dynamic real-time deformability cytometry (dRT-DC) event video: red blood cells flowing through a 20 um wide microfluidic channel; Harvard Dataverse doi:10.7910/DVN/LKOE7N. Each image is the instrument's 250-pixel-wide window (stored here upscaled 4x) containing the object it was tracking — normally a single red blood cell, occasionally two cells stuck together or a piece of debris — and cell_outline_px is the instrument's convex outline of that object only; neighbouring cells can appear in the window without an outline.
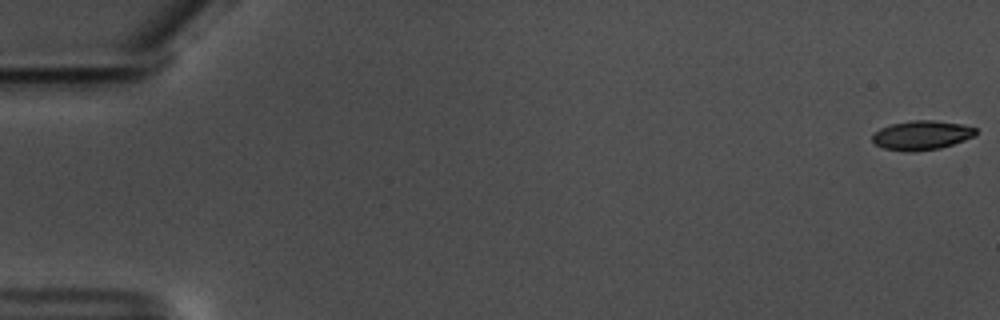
{"species": "common noctule bat (a hibernating species)", "species_latin": "Nyctalus noctula", "temperature_condition": "warm", "stored_images_in_passage": 59, "camera_frame_rate_fps": 3000, "um_per_image_px": 0.085, "animal": {"sex": "male", "body_mass_g": 17.5, "forearm_length_mm": 52.3}, "frame": {"image": 1, "passage_image": 1, "time_ms": 0.0, "image_size_px": [1000, 320], "cell_outline_px": [[976, 136], [940, 148], [916, 152], [904, 152], [884, 148], [876, 144], [872, 140], [872, 136], [880, 128], [892, 124], [912, 120], [932, 120], [960, 124], [976, 128]], "centroid_in_image_um": [78.34, 11.5], "position_along_channel_um": 6.7, "area_um2": 17.57}}
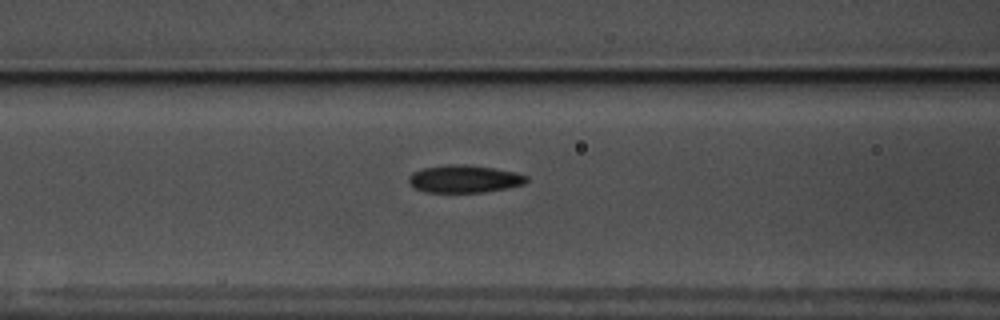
{"frame": {"image": 2, "passage_image": 25, "time_ms": 8.0, "image_size_px": [1000, 320], "cell_outline_px": [[528, 180], [524, 184], [508, 188], [484, 192], [424, 192], [412, 188], [408, 180], [408, 176], [412, 172], [424, 168], [448, 164], [464, 164], [496, 168], [516, 172], [528, 176]], "centroid_in_image_um": [39.46, 15.2], "position_along_channel_um": 127.1, "area_um2": 19.19}}
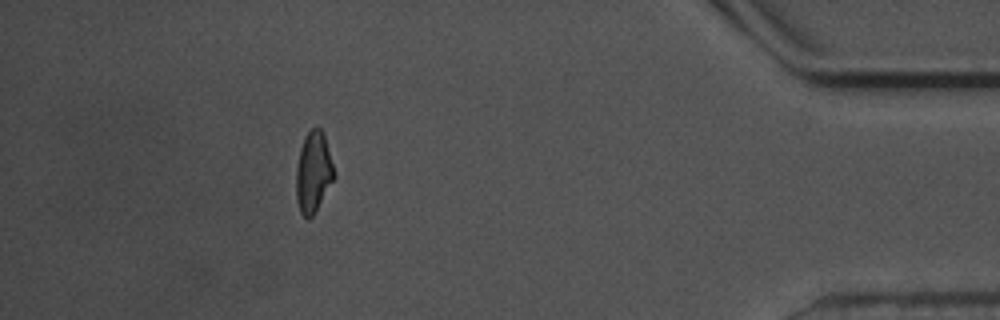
{"frame": {"image": 3, "passage_image": 53, "time_ms": 17.333, "image_size_px": [1000, 320], "cell_outline_px": [[336, 176], [312, 216], [304, 216], [300, 212], [296, 200], [296, 168], [300, 148], [304, 136], [316, 124], [324, 132], [336, 172]], "centroid_in_image_um": [26.65, 14.56], "position_along_channel_um": 408.6, "area_um2": 18.09}, "authors_computed_cell_mechanics": {"area_um2": 18.1492, "velocity_mm_per_s": 3.5526, "shape_relaxation_time_tau1_ms": 3.1741, "shape_relaxation_time_tau2_ms": 1.726, "deformation_change_tau1": 0.1345, "deformation_change_tau2": 0.08}}